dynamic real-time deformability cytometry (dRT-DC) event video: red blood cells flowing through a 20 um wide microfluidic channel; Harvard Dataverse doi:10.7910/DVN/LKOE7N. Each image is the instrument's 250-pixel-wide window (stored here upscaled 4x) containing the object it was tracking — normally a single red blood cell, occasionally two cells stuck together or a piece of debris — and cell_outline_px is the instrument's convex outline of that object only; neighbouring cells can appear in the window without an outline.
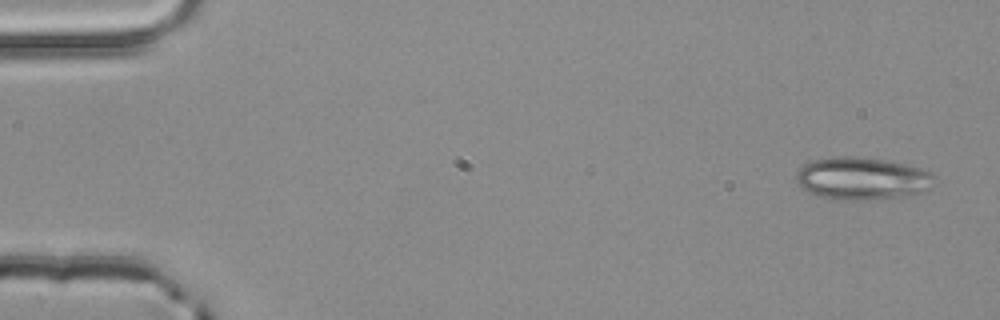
{"species": "common noctule bat (a hibernating species)", "species_latin": "Nyctalus noctula", "temperature_condition": "room temperature", "stored_images_in_passage": 4, "camera_frame_rate_fps": 3000, "um_per_image_px": 0.085, "animal": {"sex": "male", "body_mass_g": 20.4}, "frame": {"image": 1, "passage_image": 1, "time_ms": 0.0, "image_size_px": [1000, 320], "cell_outline_px": [[936, 176], [928, 188], [920, 192], [908, 196], [856, 200], [832, 200], [820, 196], [804, 188], [796, 180], [796, 172], [804, 164], [812, 160], [832, 156], [856, 156], [884, 160], [904, 164], [920, 168], [932, 172]], "centroid_in_image_um": [73.27, 15.16], "position_along_channel_um": 11.7, "area_um2": 34.1}}